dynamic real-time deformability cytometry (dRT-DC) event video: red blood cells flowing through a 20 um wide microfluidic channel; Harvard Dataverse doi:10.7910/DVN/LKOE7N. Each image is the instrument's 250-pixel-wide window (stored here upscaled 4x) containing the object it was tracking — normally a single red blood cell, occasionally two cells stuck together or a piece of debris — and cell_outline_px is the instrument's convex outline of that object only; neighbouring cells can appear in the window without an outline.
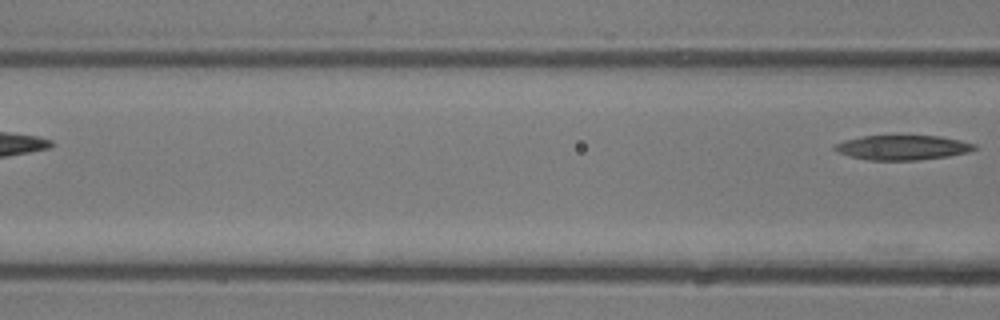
{"species": "common noctule bat (a hibernating species)", "species_latin": "Nyctalus noctula", "temperature_condition": "room temperature", "stored_images_in_passage": 5, "segment_of_instrument_passage": [2, 2], "camera_frame_rate_fps": 3000, "um_per_image_px": 0.085, "animal": {"sex": "male", "body_mass_g": 13.3}, "frame": {"image": 1, "passage_image": 5, "time_ms": 4.667, "image_size_px": [1000, 320], "cell_outline_px": [[980, 148], [968, 152], [948, 156], [916, 160], [868, 160], [848, 156], [836, 152], [832, 148], [836, 144], [844, 140], [860, 136], [940, 136], [960, 140], [976, 144]], "centroid_in_image_um": [76.71, 12.54], "position_along_channel_um": 89.9, "area_um2": 20.23}}